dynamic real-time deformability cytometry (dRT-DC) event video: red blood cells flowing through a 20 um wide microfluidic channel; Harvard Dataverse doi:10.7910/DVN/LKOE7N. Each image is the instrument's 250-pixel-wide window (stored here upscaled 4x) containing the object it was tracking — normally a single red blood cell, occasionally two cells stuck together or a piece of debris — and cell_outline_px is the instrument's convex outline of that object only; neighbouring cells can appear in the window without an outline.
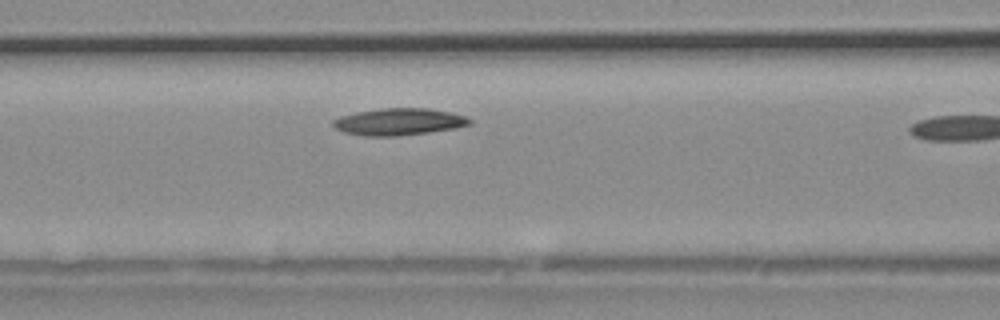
{"species": "common noctule bat (a hibernating species)", "species_latin": "Nyctalus noctula", "temperature_condition": "warm", "stored_images_in_passage": 8, "camera_frame_rate_fps": 3000, "um_per_image_px": 0.085, "animal": {"sex": "male", "body_mass_g": 20.4}, "frame": {"image": 1, "passage_image": 7, "time_ms": 2.0, "image_size_px": [1000, 320], "cell_outline_px": [[472, 124], [456, 128], [428, 132], [396, 136], [364, 136], [344, 132], [336, 128], [332, 124], [332, 120], [340, 116], [356, 112], [380, 108], [428, 108], [452, 112], [464, 116], [472, 120]], "centroid_in_image_um": [33.91, 10.34], "position_along_channel_um": 132.7, "area_um2": 21.5}}